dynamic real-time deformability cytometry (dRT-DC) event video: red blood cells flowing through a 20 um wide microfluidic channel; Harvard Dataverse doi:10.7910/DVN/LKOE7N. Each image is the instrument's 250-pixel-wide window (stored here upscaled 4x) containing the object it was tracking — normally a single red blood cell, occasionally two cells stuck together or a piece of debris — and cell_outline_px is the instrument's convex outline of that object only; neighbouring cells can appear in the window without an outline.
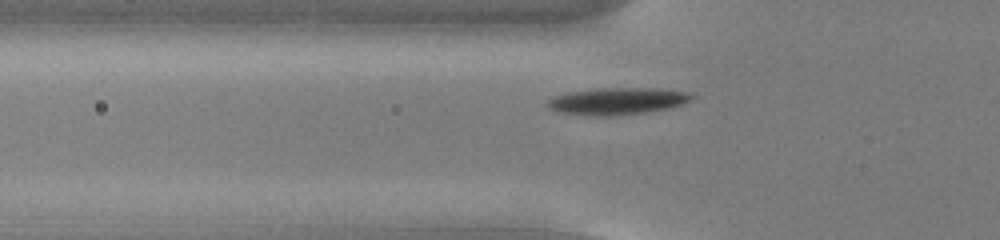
{"species": "common noctule bat (a hibernating species)", "species_latin": "Nyctalus noctula", "temperature_condition": "cold", "stored_images_in_passage": 44, "camera_frame_rate_fps": 3000, "um_per_image_px": 0.085, "animal": {"sex": "male", "body_mass_g": 13.0, "forearm_length_mm": 53.1}, "frame": {"image": 1, "passage_image": 10, "time_ms": 3.0, "image_size_px": [1000, 240], "cell_outline_px": [[696, 96], [692, 100], [684, 104], [672, 108], [616, 116], [592, 116], [556, 112], [548, 108], [544, 104], [552, 96], [568, 92], [596, 88], [660, 88], [688, 92]], "centroid_in_image_um": [52.46, 8.6], "position_along_channel_um": 73.3, "area_um2": 23.24}}
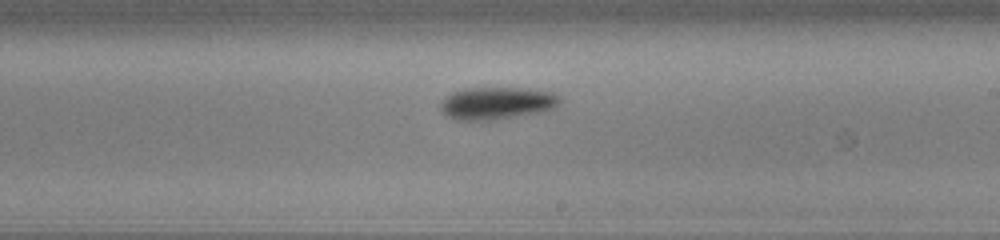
{"frame": {"image": 2, "passage_image": 24, "time_ms": 7.667, "image_size_px": [1000, 240], "cell_outline_px": [[560, 104], [544, 112], [492, 120], [460, 120], [448, 116], [440, 108], [440, 104], [452, 92], [464, 88], [528, 88], [552, 92], [560, 96]], "centroid_in_image_um": [42.28, 8.76], "position_along_channel_um": 246.7, "area_um2": 22.48}}
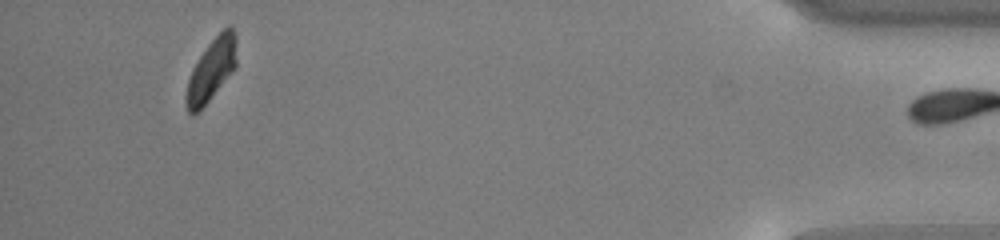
{"frame": {"image": 3, "passage_image": 43, "time_ms": 14.0, "image_size_px": [1000, 240], "cell_outline_px": [[236, 68], [208, 100], [192, 116], [188, 112], [184, 100], [184, 96], [188, 80], [200, 56], [208, 44], [228, 24], [232, 24], [236, 36]], "centroid_in_image_um": [17.98, 5.91], "position_along_channel_um": 417.2, "area_um2": 18.03}, "authors_computed_cell_mechanics": {"area_um2": 21.097, "velocity_mm_per_s": 3.7363, "shape_relaxation_time_tau1_ms": 1.9793, "shape_relaxation_time_tau2_ms": null, "deformation_change_tau1": 0.1161, "deformation_change_tau2": null}}